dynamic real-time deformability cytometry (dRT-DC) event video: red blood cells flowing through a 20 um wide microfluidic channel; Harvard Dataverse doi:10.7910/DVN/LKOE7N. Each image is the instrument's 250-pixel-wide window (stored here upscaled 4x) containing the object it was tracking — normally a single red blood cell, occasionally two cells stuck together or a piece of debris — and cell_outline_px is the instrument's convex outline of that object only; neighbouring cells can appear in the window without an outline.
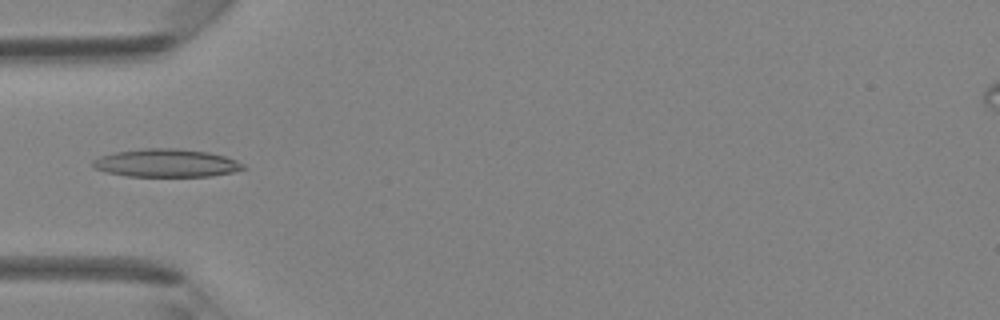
{"species": "Egyptian fruit bat (a non-hibernating species)", "species_latin": "Rousettus aegyptiacus", "temperature_condition": "room temperature", "stored_images_in_passage": 39, "camera_frame_rate_fps": 3000, "um_per_image_px": 0.085, "animal": {"sex": "female"}, "frame": {"image": 1, "passage_image": 11, "time_ms": 3.333, "image_size_px": [1000, 320], "cell_outline_px": [[248, 168], [232, 172], [212, 176], [128, 176], [104, 172], [96, 168], [92, 164], [92, 160], [100, 156], [116, 152], [144, 148], [180, 148], [208, 152], [224, 156], [236, 160], [244, 164]], "centroid_in_image_um": [14.15, 13.85], "position_along_channel_um": 70.8, "area_um2": 24.62}}
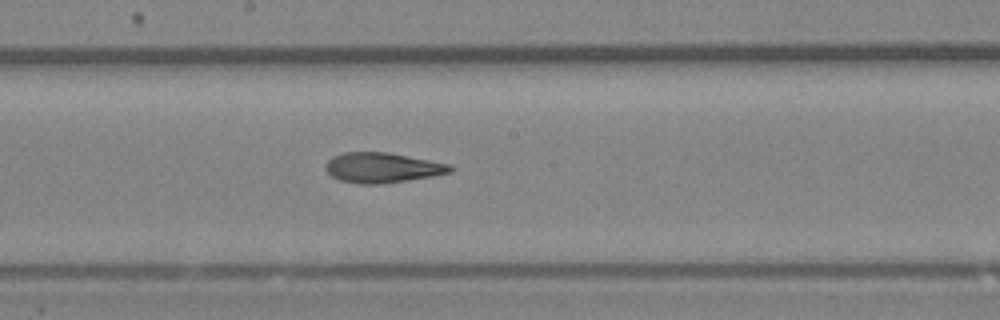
{"frame": {"image": 2, "passage_image": 20, "time_ms": 6.333, "image_size_px": [1000, 320], "cell_outline_px": [[452, 172], [432, 176], [408, 180], [380, 184], [360, 184], [340, 180], [332, 176], [324, 168], [324, 164], [332, 156], [344, 152], [388, 152], [452, 164]], "centroid_in_image_um": [32.49, 14.24], "position_along_channel_um": 215.7, "area_um2": 21.96}}
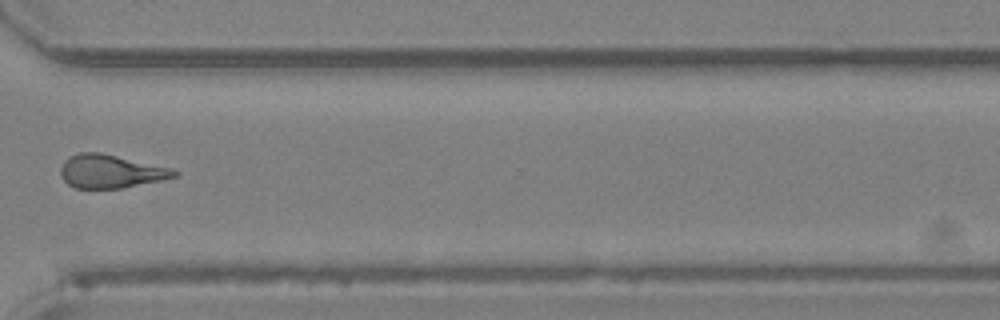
{"frame": {"image": 3, "passage_image": 29, "time_ms": 9.333, "image_size_px": [1000, 320], "cell_outline_px": [[180, 176], [120, 188], [76, 188], [68, 184], [60, 176], [60, 168], [64, 160], [68, 156], [80, 152], [100, 152], [172, 168], [180, 172]], "centroid_in_image_um": [9.4, 14.55], "position_along_channel_um": 361.2, "area_um2": 22.14}}